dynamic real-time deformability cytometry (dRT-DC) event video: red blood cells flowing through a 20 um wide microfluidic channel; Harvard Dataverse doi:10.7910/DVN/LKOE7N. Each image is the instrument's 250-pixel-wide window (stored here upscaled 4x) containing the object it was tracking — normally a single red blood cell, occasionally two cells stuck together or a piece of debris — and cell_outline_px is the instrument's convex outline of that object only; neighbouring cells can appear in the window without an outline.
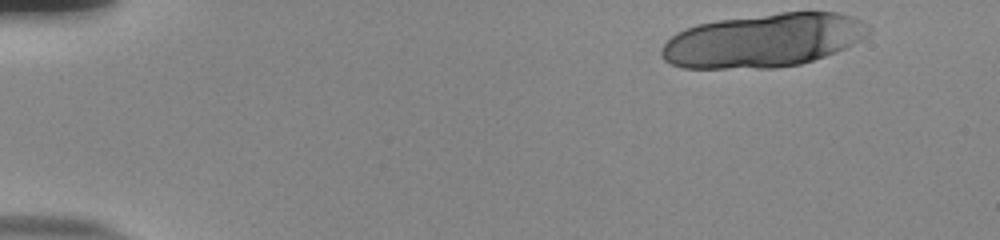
{"species": "human", "species_latin": "Homo sapiens", "temperature_condition": "room temperature", "stored_images_in_passage": 16, "camera_frame_rate_fps": 3000, "um_per_image_px": 0.085, "donor": {"sex": "male"}, "frame": {"image": 1, "passage_image": 1, "time_ms": 0.0, "image_size_px": [1000, 240], "cell_outline_px": [[872, 32], [860, 40], [844, 48], [824, 56], [800, 64], [776, 68], [684, 68], [672, 64], [664, 60], [660, 56], [660, 48], [676, 32], [684, 28], [696, 24], [716, 20], [780, 12], [836, 12], [852, 16], [868, 24], [872, 28]], "centroid_in_image_um": [64.88, 3.43], "position_along_channel_um": 20.1, "area_um2": 65.03}}